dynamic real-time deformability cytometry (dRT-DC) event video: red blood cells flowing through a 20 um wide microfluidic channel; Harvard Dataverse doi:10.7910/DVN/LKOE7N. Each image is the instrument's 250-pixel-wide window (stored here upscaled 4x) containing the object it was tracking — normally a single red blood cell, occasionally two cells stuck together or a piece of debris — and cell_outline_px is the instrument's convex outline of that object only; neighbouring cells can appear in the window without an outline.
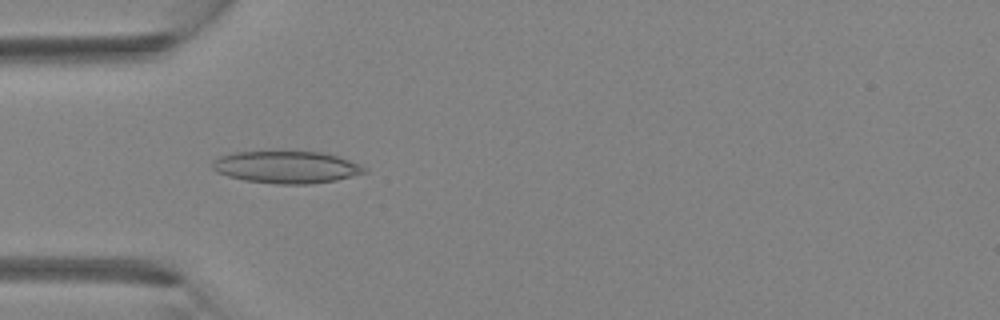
{"species": "Egyptian fruit bat (a non-hibernating species)", "species_latin": "Rousettus aegyptiacus", "temperature_condition": "room temperature", "stored_images_in_passage": 30, "camera_frame_rate_fps": 3000, "um_per_image_px": 0.085, "animal": {"sex": "female"}, "frame": {"image": 1, "passage_image": 3, "time_ms": 0.667, "image_size_px": [1000, 320], "cell_outline_px": [[368, 172], [336, 180], [312, 184], [276, 184], [244, 180], [228, 176], [216, 172], [212, 168], [212, 160], [220, 156], [236, 152], [324, 152], [340, 156], [360, 164]], "centroid_in_image_um": [24.36, 14.21], "position_along_channel_um": 60.6, "area_um2": 28.55}}
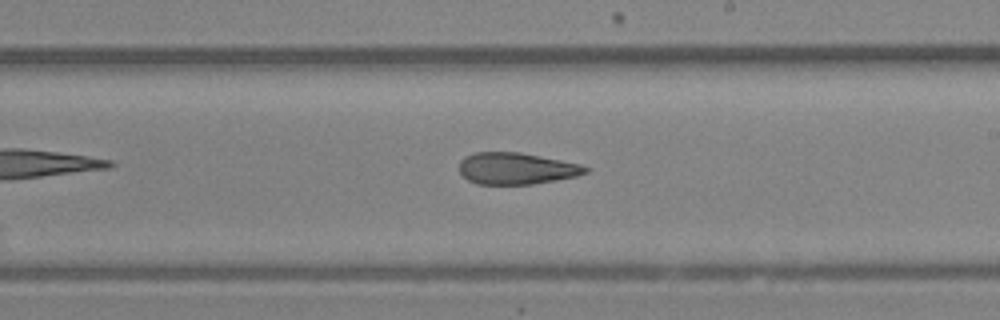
{"frame": {"image": 2, "passage_image": 14, "time_ms": 4.333, "image_size_px": [1000, 320], "cell_outline_px": [[592, 168], [588, 172], [576, 176], [556, 180], [532, 184], [476, 184], [468, 180], [460, 172], [460, 160], [464, 156], [476, 152], [520, 152], [580, 164]], "centroid_in_image_um": [43.9, 14.32], "position_along_channel_um": 245.1, "area_um2": 23.29}}
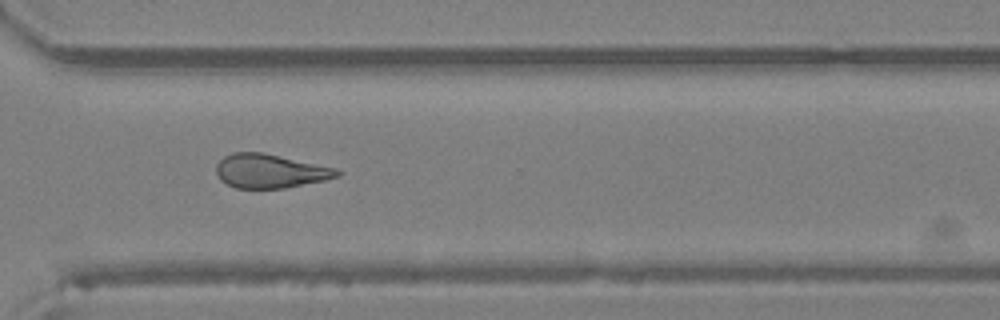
{"frame": {"image": 3, "passage_image": 20, "time_ms": 6.333, "image_size_px": [1000, 320], "cell_outline_px": [[344, 172], [340, 176], [324, 180], [284, 188], [236, 188], [220, 180], [216, 172], [216, 164], [224, 156], [232, 152], [264, 152], [336, 168]], "centroid_in_image_um": [22.96, 14.53], "position_along_channel_um": 347.6, "area_um2": 23.99}}